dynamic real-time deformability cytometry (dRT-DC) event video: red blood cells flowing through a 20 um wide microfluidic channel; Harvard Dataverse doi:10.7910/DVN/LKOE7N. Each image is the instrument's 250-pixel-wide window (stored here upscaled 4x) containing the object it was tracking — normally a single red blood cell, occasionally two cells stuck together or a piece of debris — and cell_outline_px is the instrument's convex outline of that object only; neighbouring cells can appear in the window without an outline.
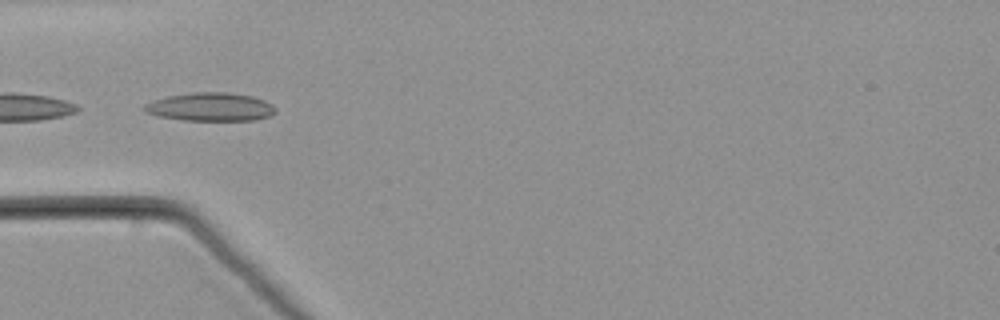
{"species": "common noctule bat (a hibernating species)", "species_latin": "Nyctalus noctula", "temperature_condition": "warm", "stored_images_in_passage": 20, "camera_frame_rate_fps": 3000, "um_per_image_px": 0.085, "animal": {"sex": "male", "body_mass_g": 21.5, "forearm_length_mm": 52.0}, "frame": {"image": 1, "passage_image": 17, "time_ms": 5.333, "image_size_px": [1000, 320], "cell_outline_px": [[276, 112], [272, 116], [256, 120], [184, 120], [160, 116], [144, 112], [140, 108], [144, 104], [168, 96], [192, 92], [228, 92], [252, 96], [264, 100], [272, 104], [276, 108]], "centroid_in_image_um": [17.91, 9.09], "position_along_channel_um": 67.1, "area_um2": 21.79}}